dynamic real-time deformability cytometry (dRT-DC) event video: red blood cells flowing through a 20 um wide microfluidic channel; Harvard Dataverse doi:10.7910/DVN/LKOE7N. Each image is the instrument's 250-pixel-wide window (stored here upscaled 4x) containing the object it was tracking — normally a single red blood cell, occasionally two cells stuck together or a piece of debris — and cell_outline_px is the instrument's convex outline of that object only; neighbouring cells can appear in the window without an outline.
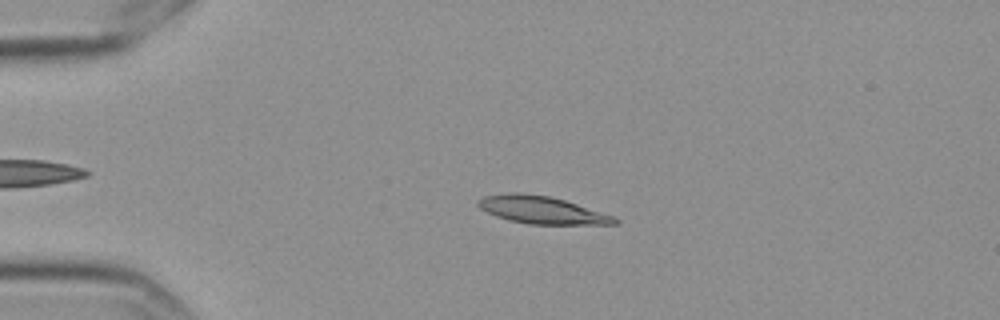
{"species": "Egyptian fruit bat (a non-hibernating species)", "species_latin": "Rousettus aegyptiacus", "temperature_condition": "cold", "stored_images_in_passage": 47, "camera_frame_rate_fps": 3000, "um_per_image_px": 0.085, "frame": {"image": 1, "passage_image": 3, "time_ms": 0.667, "image_size_px": [1000, 320], "cell_outline_px": [[620, 224], [528, 224], [508, 220], [496, 216], [480, 208], [476, 204], [476, 200], [484, 196], [512, 192], [516, 192], [548, 196], [564, 200], [612, 216], [620, 220]], "centroid_in_image_um": [46.0, 17.85], "position_along_channel_um": 39.0, "area_um2": 21.62}}
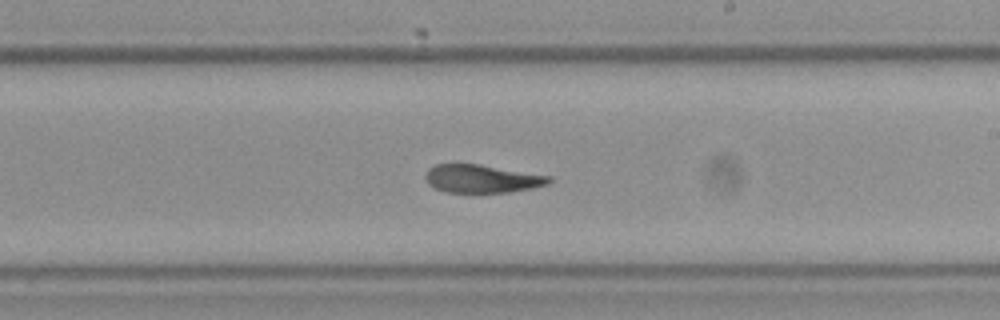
{"frame": {"image": 2, "passage_image": 24, "time_ms": 7.667, "image_size_px": [1000, 320], "cell_outline_px": [[552, 180], [548, 184], [532, 188], [508, 192], [444, 192], [428, 184], [424, 176], [428, 168], [436, 164], [476, 164], [552, 176]], "centroid_in_image_um": [40.94, 15.19], "position_along_channel_um": 248.1, "area_um2": 20.11}}
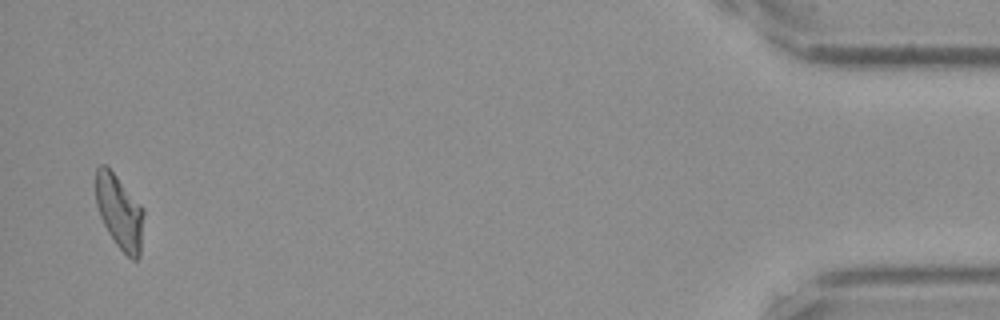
{"frame": {"image": 3, "passage_image": 46, "time_ms": 15.0, "image_size_px": [1000, 320], "cell_outline_px": [[144, 212], [140, 256], [136, 260], [132, 260], [116, 244], [108, 232], [100, 216], [96, 204], [96, 168], [100, 164], [104, 164], [116, 176], [144, 208]], "centroid_in_image_um": [10.16, 18.03], "position_along_channel_um": 425.0, "area_um2": 20.52}, "authors_computed_cell_mechanics": {"area_um2": 20.9236, "velocity_mm_per_s": 3.5187, "shape_relaxation_time_tau1_ms": 7.4075, "shape_relaxation_time_tau2_ms": 2.9427, "deformation_change_tau1": 0.2099, "deformation_change_tau2": 0.1069}}